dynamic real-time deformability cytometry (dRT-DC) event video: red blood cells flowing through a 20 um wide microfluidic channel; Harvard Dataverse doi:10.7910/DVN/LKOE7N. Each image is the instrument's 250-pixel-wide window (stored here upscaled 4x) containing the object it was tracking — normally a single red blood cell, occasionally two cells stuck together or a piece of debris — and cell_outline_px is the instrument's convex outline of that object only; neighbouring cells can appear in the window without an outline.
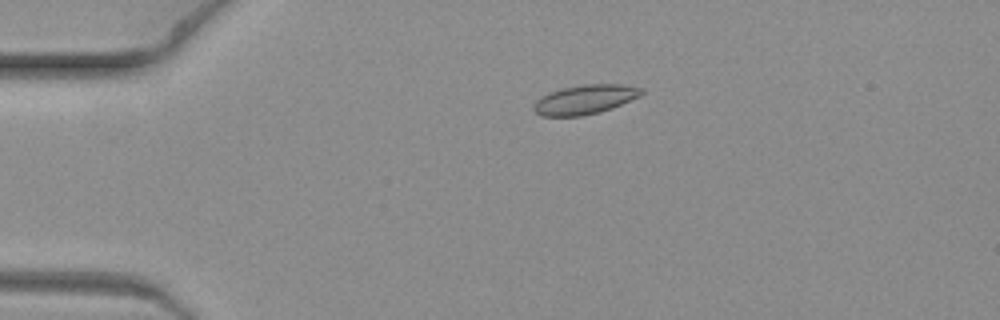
{"species": "common noctule bat (a hibernating species)", "species_latin": "Nyctalus noctula", "temperature_condition": "warm", "stored_images_in_passage": 9, "camera_frame_rate_fps": 3000, "um_per_image_px": 0.085, "animal": {"sex": "female", "body_mass_g": 19.3, "forearm_length_mm": 54.1}, "frame": {"image": 1, "passage_image": 4, "time_ms": 1.0, "image_size_px": [1000, 320], "cell_outline_px": [[644, 92], [640, 96], [612, 108], [600, 112], [580, 116], [540, 116], [532, 108], [536, 100], [540, 96], [548, 92], [564, 88], [584, 84], [624, 84], [644, 88]], "centroid_in_image_um": [49.72, 8.45], "position_along_channel_um": 35.3, "area_um2": 18.55}}
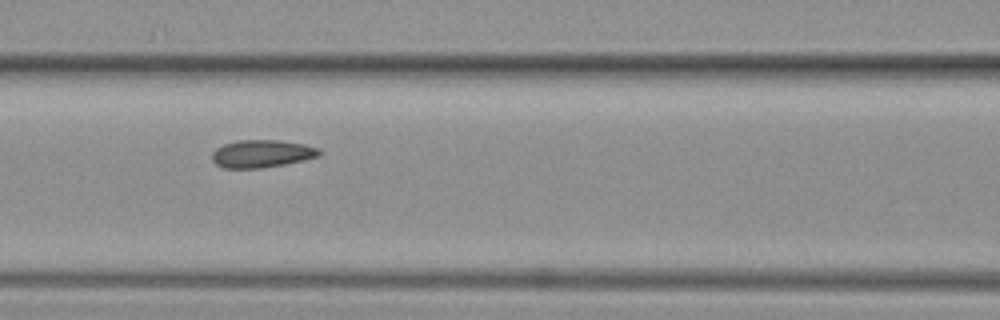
{"frame": {"image": 2, "passage_image": 8, "time_ms": 2.333, "image_size_px": [1000, 320], "cell_outline_px": [[324, 152], [320, 156], [304, 160], [284, 164], [260, 168], [224, 168], [216, 164], [212, 160], [212, 152], [216, 148], [224, 144], [236, 140], [280, 140], [304, 144], [320, 148]], "centroid_in_image_um": [22.29, 13.05], "position_along_channel_um": 144.3, "area_um2": 17.46}}
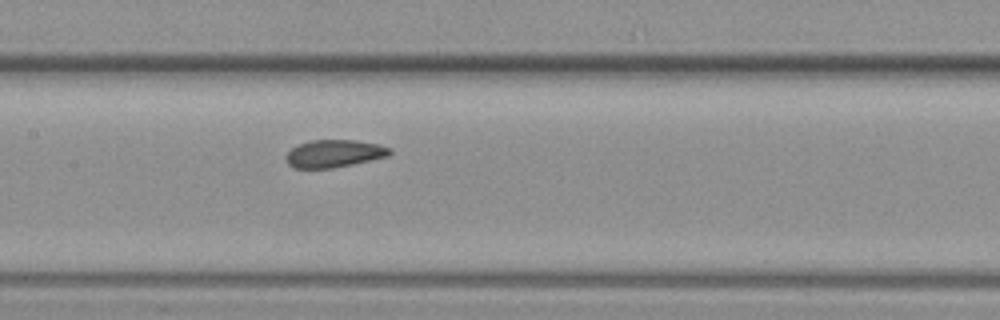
{"frame": {"image": 3, "passage_image": 9, "time_ms": 2.667, "image_size_px": [1000, 320], "cell_outline_px": [[392, 152], [388, 156], [352, 164], [332, 168], [296, 168], [288, 164], [284, 156], [292, 148], [300, 144], [312, 140], [356, 140], [380, 144], [392, 148]], "centroid_in_image_um": [28.42, 13.04], "position_along_channel_um": 179.0, "area_um2": 16.65}}